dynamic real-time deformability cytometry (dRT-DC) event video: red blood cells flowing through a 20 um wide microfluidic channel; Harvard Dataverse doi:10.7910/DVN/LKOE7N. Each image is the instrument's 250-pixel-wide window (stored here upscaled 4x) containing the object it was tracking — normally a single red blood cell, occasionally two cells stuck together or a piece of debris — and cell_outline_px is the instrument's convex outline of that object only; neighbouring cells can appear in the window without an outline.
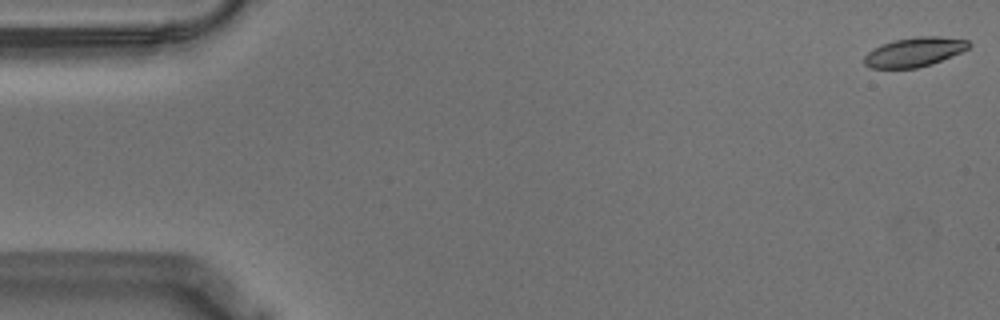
{"species": "Egyptian fruit bat (a non-hibernating species)", "species_latin": "Rousettus aegyptiacus", "temperature_condition": "warm", "stored_images_in_passage": 58, "camera_frame_rate_fps": 3000, "um_per_image_px": 0.085, "animal": {"sex": "male"}, "frame": {"image": 1, "passage_image": 1, "time_ms": 0.0, "image_size_px": [1000, 320], "cell_outline_px": [[972, 44], [968, 48], [952, 56], [932, 64], [916, 68], [868, 68], [864, 64], [864, 56], [872, 48], [892, 40], [916, 36], [940, 36], [968, 40]], "centroid_in_image_um": [77.7, 4.41], "position_along_channel_um": 7.3, "area_um2": 18.03}}
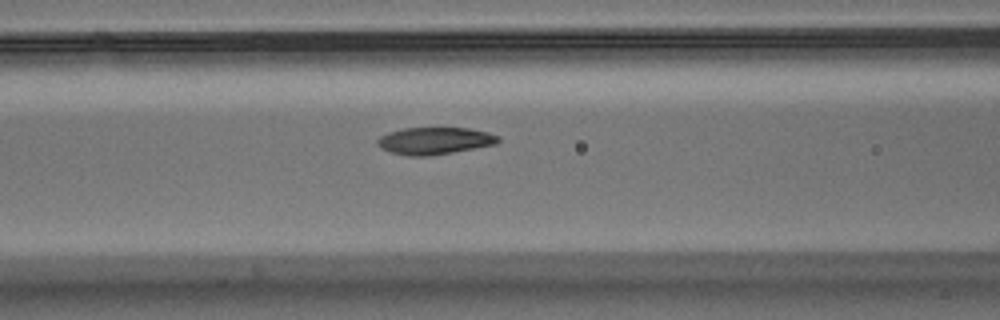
{"frame": {"image": 2, "passage_image": 23, "time_ms": 7.333, "image_size_px": [1000, 320], "cell_outline_px": [[500, 140], [496, 144], [452, 152], [428, 156], [408, 156], [392, 152], [380, 148], [376, 144], [376, 140], [380, 136], [388, 132], [404, 128], [468, 128], [488, 132], [500, 136]], "centroid_in_image_um": [36.92, 11.96], "position_along_channel_um": 129.7, "area_um2": 19.07}}
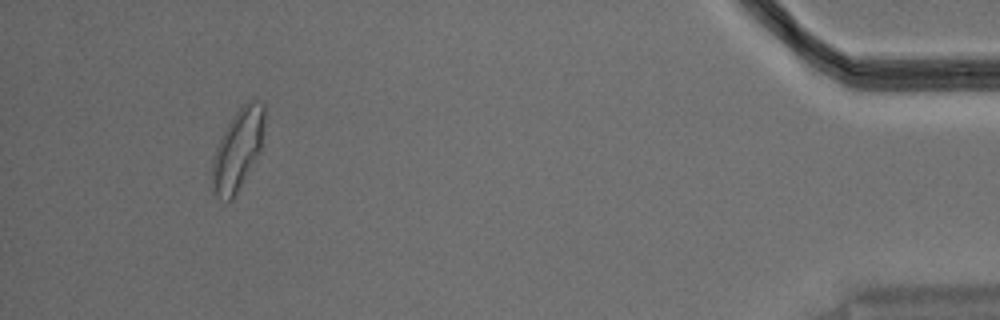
{"frame": {"image": 3, "passage_image": 53, "time_ms": 17.333, "image_size_px": [1000, 320], "cell_outline_px": [[264, 120], [260, 152], [232, 200], [228, 200], [216, 196], [212, 192], [212, 160], [216, 148], [232, 116], [248, 100], [256, 100], [264, 104]], "centroid_in_image_um": [20.21, 12.71], "position_along_channel_um": 415.0, "area_um2": 24.22}, "authors_computed_cell_mechanics": {"area_um2": 19.363, "velocity_mm_per_s": 3.5399, "shape_relaxation_time_tau1_ms": 3.446, "shape_relaxation_time_tau2_ms": 1.6156, "deformation_change_tau1": 0.1569, "deformation_change_tau2": 0.0677}}